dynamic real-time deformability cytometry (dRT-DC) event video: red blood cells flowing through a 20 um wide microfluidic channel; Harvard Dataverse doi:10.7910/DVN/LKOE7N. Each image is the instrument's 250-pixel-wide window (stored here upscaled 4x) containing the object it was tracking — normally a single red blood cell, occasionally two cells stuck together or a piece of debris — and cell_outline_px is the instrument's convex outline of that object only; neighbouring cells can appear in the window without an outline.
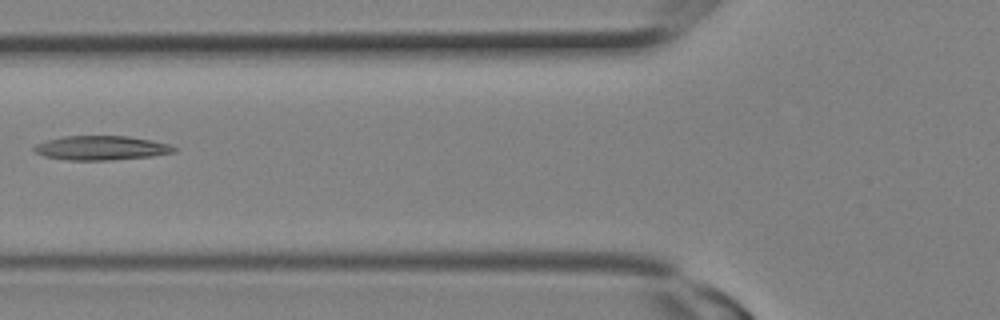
{"species": "Egyptian fruit bat (a non-hibernating species)", "species_latin": "Rousettus aegyptiacus", "temperature_condition": "room temperature", "stored_images_in_passage": 7, "camera_frame_rate_fps": 3000, "um_per_image_px": 0.085, "animal": {"sex": "female"}, "frame": {"image": 1, "passage_image": 3, "time_ms": 0.667, "image_size_px": [1000, 320], "cell_outline_px": [[176, 152], [152, 156], [112, 160], [68, 160], [44, 156], [36, 152], [32, 148], [36, 144], [48, 140], [64, 136], [128, 136], [152, 140], [168, 144], [176, 148]], "centroid_in_image_um": [8.62, 12.57], "position_along_channel_um": 117.2, "area_um2": 19.71}}
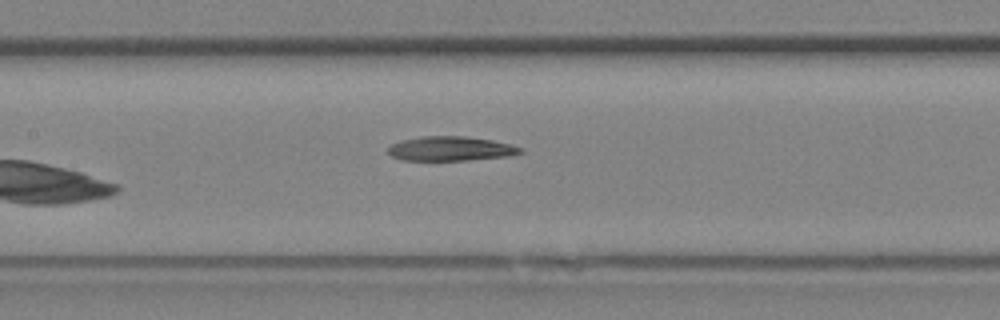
{"frame": {"image": 2, "passage_image": 5, "time_ms": 1.333, "image_size_px": [1000, 320], "cell_outline_px": [[524, 152], [508, 156], [468, 160], [400, 160], [392, 156], [388, 152], [388, 148], [392, 144], [404, 140], [420, 136], [464, 136], [492, 140], [512, 144], [524, 148]], "centroid_in_image_um": [38.35, 12.63], "position_along_channel_um": 169.1, "area_um2": 18.84}}